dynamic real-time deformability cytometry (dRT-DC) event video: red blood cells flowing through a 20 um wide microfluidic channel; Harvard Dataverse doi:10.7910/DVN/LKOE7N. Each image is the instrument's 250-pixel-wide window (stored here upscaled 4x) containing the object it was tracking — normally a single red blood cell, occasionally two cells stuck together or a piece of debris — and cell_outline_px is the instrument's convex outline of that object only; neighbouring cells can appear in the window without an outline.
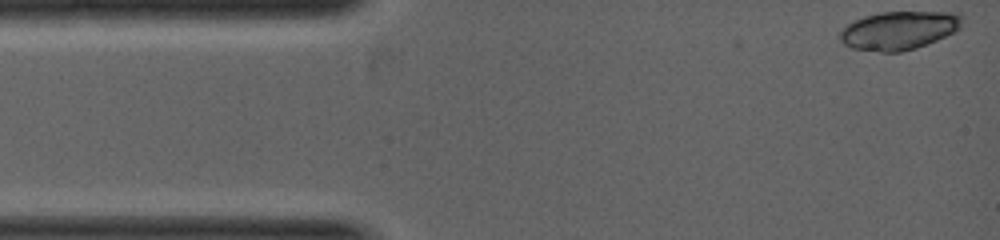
{"species": "common noctule bat (a hibernating species)", "species_latin": "Nyctalus noctula", "temperature_condition": "warm", "stored_images_in_passage": 4, "camera_frame_rate_fps": 5000, "um_per_image_px": 0.085, "animal": {"sex": "female", "body_mass_g": 19.0, "forearm_length_mm": 53.3}, "frame": {"image": 1, "passage_image": 1, "time_ms": 0.0, "image_size_px": [1000, 240], "cell_outline_px": [[964, 16], [960, 28], [936, 40], [916, 48], [900, 52], [880, 52], [852, 48], [844, 44], [836, 36], [848, 24], [864, 16], [880, 12], [960, 12]], "centroid_in_image_um": [76.41, 2.58], "position_along_channel_um": 8.6, "area_um2": 27.4}}
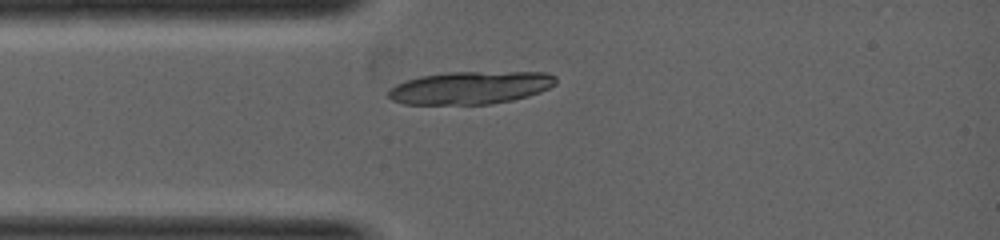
{"frame": {"image": 2, "passage_image": 4, "time_ms": 1.4, "image_size_px": [1000, 240], "cell_outline_px": [[556, 84], [540, 92], [528, 96], [512, 100], [492, 104], [404, 104], [392, 100], [388, 96], [388, 92], [396, 84], [404, 80], [420, 76], [448, 72], [548, 72], [556, 76]], "centroid_in_image_um": [40.0, 7.45], "position_along_channel_um": 45.0, "area_um2": 32.08}}